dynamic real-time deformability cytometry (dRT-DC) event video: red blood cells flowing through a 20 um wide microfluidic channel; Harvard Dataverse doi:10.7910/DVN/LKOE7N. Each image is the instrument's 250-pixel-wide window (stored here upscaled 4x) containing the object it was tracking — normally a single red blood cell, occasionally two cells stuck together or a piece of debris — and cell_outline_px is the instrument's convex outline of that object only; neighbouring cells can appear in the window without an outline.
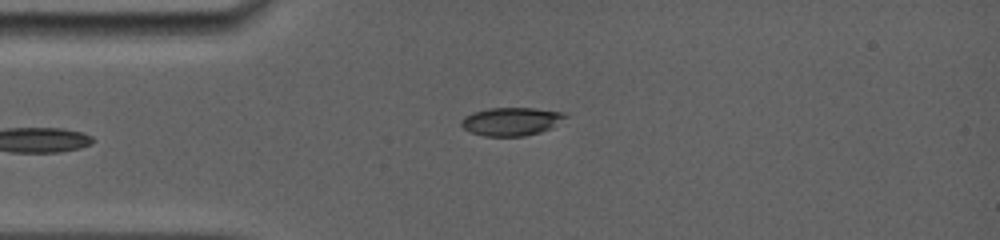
{"species": "common noctule bat (a hibernating species)", "species_latin": "Nyctalus noctula", "temperature_condition": "room temperature", "stored_images_in_passage": 15, "camera_frame_rate_fps": 5000, "um_per_image_px": 0.085, "animal": {"sex": "female", "body_mass_g": 19.0, "forearm_length_mm": 56.7}, "frame": {"image": 1, "passage_image": 1, "time_ms": 0.0, "image_size_px": [1000, 240], "cell_outline_px": [[568, 116], [552, 128], [540, 132], [524, 136], [484, 136], [468, 132], [460, 124], [460, 120], [464, 116], [472, 112], [488, 108], [536, 108], [564, 112]], "centroid_in_image_um": [43.44, 10.32], "position_along_channel_um": 41.6, "area_um2": 17.34}}
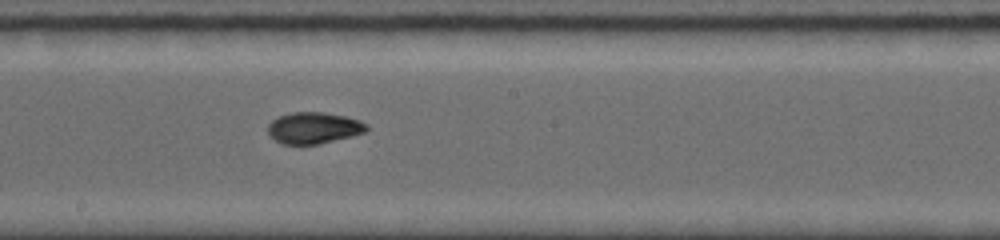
{"frame": {"image": 2, "passage_image": 7, "time_ms": 5.0, "image_size_px": [1000, 240], "cell_outline_px": [[368, 128], [364, 132], [352, 136], [316, 144], [284, 144], [276, 140], [268, 132], [268, 124], [272, 120], [280, 116], [292, 112], [324, 112], [344, 116], [360, 120], [368, 124]], "centroid_in_image_um": [26.68, 10.86], "position_along_channel_um": 221.5, "area_um2": 17.86}}
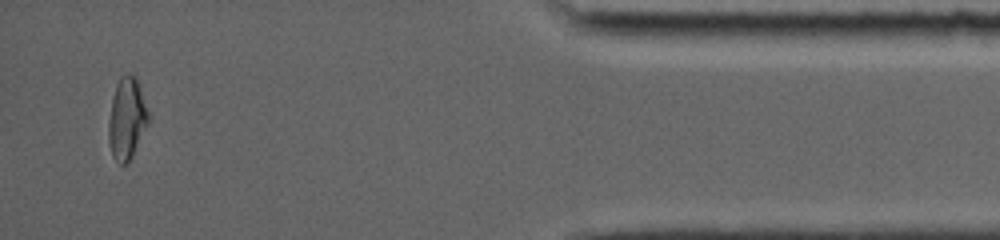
{"frame": {"image": 3, "passage_image": 15, "time_ms": 11.4, "image_size_px": [1000, 240], "cell_outline_px": [[148, 124], [132, 156], [124, 164], [120, 164], [112, 156], [108, 140], [108, 124], [112, 100], [116, 84], [120, 76], [128, 72], [136, 76], [148, 112]], "centroid_in_image_um": [10.77, 10.05], "position_along_channel_um": 424.4, "area_um2": 18.79}, "authors_computed_cell_mechanics": {"area_um2": 17.8602, "velocity_mm_per_s": 3.939, "shape_relaxation_time_tau1_ms": 6.7412, "shape_relaxation_time_tau2_ms": null, "deformation_change_tau1": 0.1974, "deformation_change_tau2": null}}